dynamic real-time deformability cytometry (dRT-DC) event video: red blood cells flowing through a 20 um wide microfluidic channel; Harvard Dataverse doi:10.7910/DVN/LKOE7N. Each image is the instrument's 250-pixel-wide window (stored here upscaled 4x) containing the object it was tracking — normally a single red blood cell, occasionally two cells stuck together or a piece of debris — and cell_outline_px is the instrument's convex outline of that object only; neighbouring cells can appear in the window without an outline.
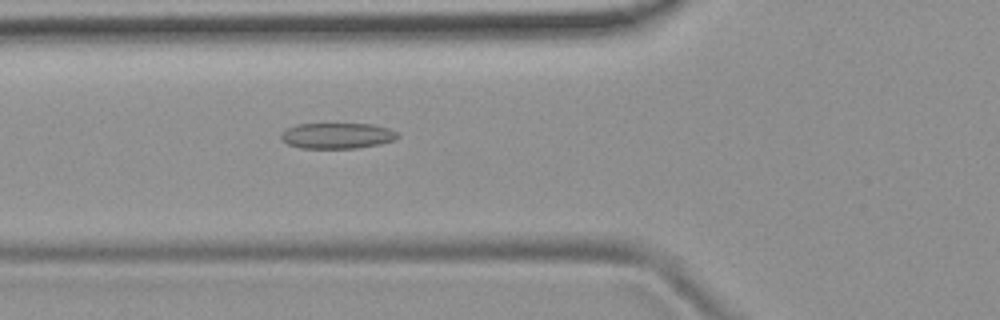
{"species": "common noctule bat (a hibernating species)", "species_latin": "Nyctalus noctula", "temperature_condition": "room temperature", "stored_images_in_passage": 5, "camera_frame_rate_fps": 3000, "um_per_image_px": 0.085, "animal": {"sex": "female", "body_mass_g": 19.9}, "frame": {"image": 1, "passage_image": 5, "time_ms": 1.333, "image_size_px": [1000, 320], "cell_outline_px": [[400, 136], [396, 140], [380, 144], [356, 148], [300, 148], [288, 144], [280, 140], [280, 132], [296, 124], [372, 124], [388, 128], [396, 132]], "centroid_in_image_um": [28.64, 11.54], "position_along_channel_um": 97.2, "area_um2": 17.63}}